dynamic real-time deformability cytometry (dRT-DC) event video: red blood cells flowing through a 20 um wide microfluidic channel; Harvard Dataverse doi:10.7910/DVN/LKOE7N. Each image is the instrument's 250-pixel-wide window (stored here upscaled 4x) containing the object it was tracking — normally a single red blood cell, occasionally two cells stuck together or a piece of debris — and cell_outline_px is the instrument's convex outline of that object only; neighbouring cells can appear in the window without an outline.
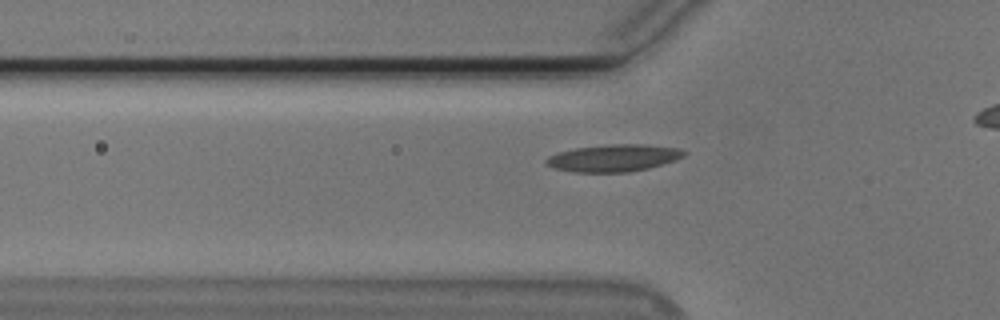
{"species": "Egyptian fruit bat (a non-hibernating species)", "species_latin": "Rousettus aegyptiacus", "temperature_condition": "cold", "stored_images_in_passage": 29, "camera_frame_rate_fps": 3000, "um_per_image_px": 0.085, "animal": {"sex": "male"}, "frame": {"image": 1, "passage_image": 2, "time_ms": 0.333, "image_size_px": [1000, 320], "cell_outline_px": [[688, 152], [684, 156], [676, 160], [648, 168], [628, 172], [572, 172], [556, 168], [544, 164], [544, 160], [548, 156], [560, 152], [576, 148], [608, 144], [644, 144], [680, 148]], "centroid_in_image_um": [52.18, 13.42], "position_along_channel_um": 73.6, "area_um2": 21.85}}
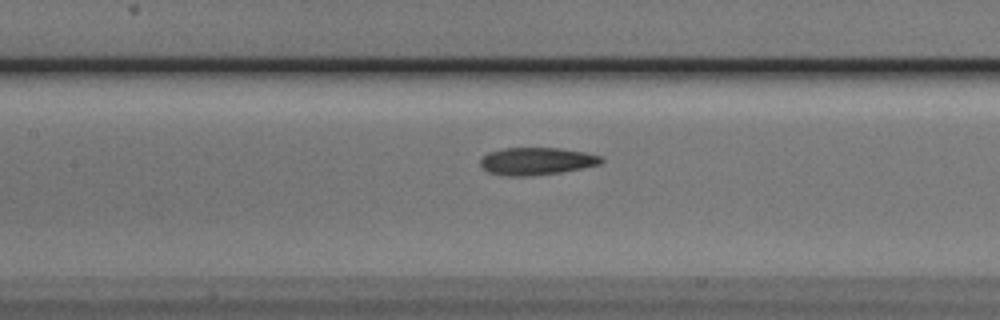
{"frame": {"image": 2, "passage_image": 9, "time_ms": 2.667, "image_size_px": [1000, 320], "cell_outline_px": [[604, 160], [600, 164], [560, 172], [528, 176], [508, 176], [488, 172], [480, 164], [480, 160], [488, 152], [504, 148], [560, 148], [584, 152], [600, 156]], "centroid_in_image_um": [45.59, 13.69], "position_along_channel_um": 161.8, "area_um2": 19.13}}
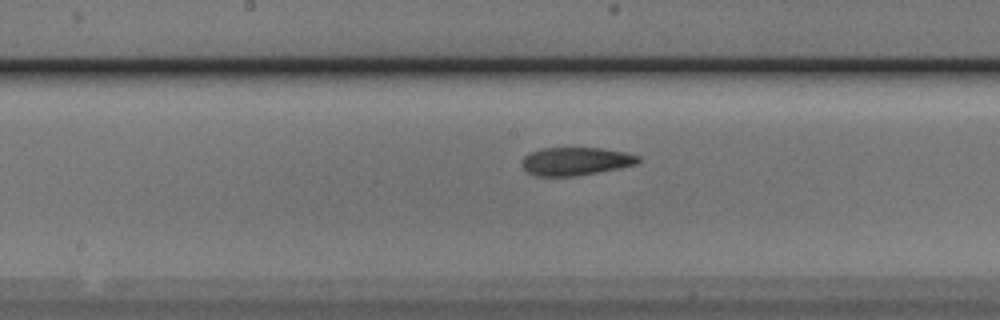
{"frame": {"image": 3, "passage_image": 12, "time_ms": 3.667, "image_size_px": [1000, 320], "cell_outline_px": [[640, 160], [636, 164], [620, 168], [572, 176], [536, 176], [528, 172], [520, 164], [524, 156], [540, 148], [600, 148], [624, 152], [640, 156]], "centroid_in_image_um": [48.91, 13.7], "position_along_channel_um": 199.3, "area_um2": 18.9}}